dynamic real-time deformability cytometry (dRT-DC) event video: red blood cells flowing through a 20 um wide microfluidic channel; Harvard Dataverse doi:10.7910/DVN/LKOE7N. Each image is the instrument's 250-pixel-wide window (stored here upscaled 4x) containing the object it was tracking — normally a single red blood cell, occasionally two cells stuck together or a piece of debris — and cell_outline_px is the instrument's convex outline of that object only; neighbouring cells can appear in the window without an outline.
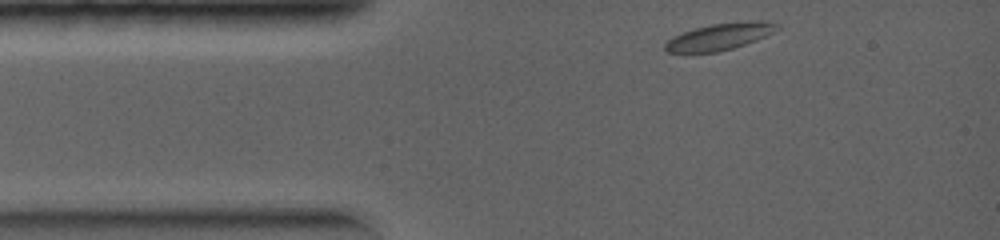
{"species": "common noctule bat (a hibernating species)", "species_latin": "Nyctalus noctula", "temperature_condition": "warm", "stored_images_in_passage": 3, "camera_frame_rate_fps": 5000, "um_per_image_px": 0.085, "animal": {"sex": "female", "body_mass_g": 19.0, "forearm_length_mm": 56.7}, "frame": {"image": 1, "passage_image": 1, "time_ms": 0.0, "image_size_px": [1000, 240], "cell_outline_px": [[780, 28], [756, 40], [732, 48], [716, 52], [668, 52], [664, 48], [664, 44], [668, 40], [684, 32], [696, 28], [712, 24], [752, 20], [760, 20], [776, 24]], "centroid_in_image_um": [61.18, 3.1], "position_along_channel_um": 23.8, "area_um2": 16.99}}